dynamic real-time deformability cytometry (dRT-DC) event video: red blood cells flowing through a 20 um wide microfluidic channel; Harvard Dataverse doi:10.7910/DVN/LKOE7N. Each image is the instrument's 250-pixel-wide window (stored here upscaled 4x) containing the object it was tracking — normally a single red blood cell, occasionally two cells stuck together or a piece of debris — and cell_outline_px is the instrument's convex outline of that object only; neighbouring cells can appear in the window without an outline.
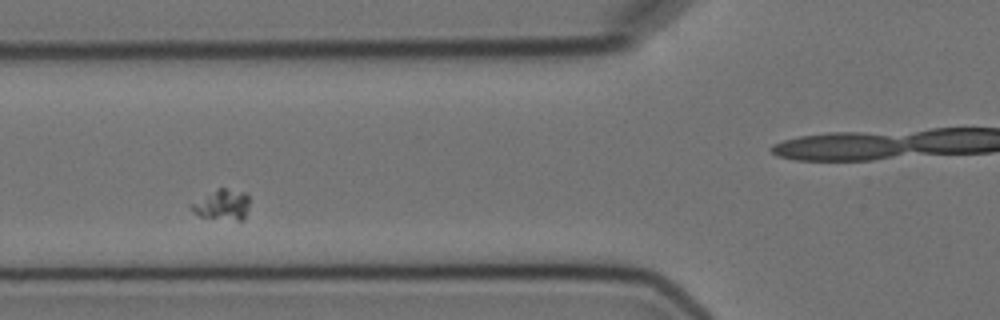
{"species": "Egyptian fruit bat (a non-hibernating species)", "species_latin": "Rousettus aegyptiacus", "temperature_condition": "cold", "stored_images_in_passage": 6, "camera_frame_rate_fps": 3000, "um_per_image_px": 0.085, "animal": {"sex": "female"}, "frame": {"image": 1, "passage_image": 4, "time_ms": 3.667, "image_size_px": [1000, 320], "cell_outline_px": [[248, 204], [244, 216], [240, 220], [236, 220], [200, 216], [192, 212], [188, 204], [220, 188], [224, 188], [244, 192], [248, 196]], "centroid_in_image_um": [18.84, 17.4], "position_along_channel_um": 107.0, "area_um2": 10.0}}